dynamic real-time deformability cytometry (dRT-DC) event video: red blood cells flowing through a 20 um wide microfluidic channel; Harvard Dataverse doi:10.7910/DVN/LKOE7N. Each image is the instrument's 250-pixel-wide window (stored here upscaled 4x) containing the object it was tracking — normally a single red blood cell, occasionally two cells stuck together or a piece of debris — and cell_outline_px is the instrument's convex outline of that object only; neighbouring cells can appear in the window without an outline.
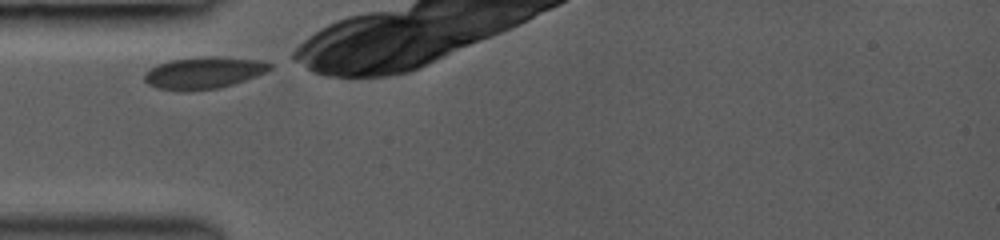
{"species": "common noctule bat (a hibernating species)", "species_latin": "Nyctalus noctula", "temperature_condition": "room temperature", "stored_images_in_passage": 3, "camera_frame_rate_fps": 3000, "um_per_image_px": 0.085, "animal": {"sex": "female", "body_mass_g": 19.0, "forearm_length_mm": 53.3}, "frame": {"image": 1, "passage_image": 1, "time_ms": 0.0, "image_size_px": [1000, 240], "cell_outline_px": [[272, 68], [256, 76], [220, 88], [184, 92], [180, 92], [156, 88], [148, 84], [144, 80], [144, 72], [156, 64], [172, 60], [204, 56], [216, 56], [256, 60], [272, 64]], "centroid_in_image_um": [17.24, 6.2], "position_along_channel_um": 67.8, "area_um2": 23.41}}